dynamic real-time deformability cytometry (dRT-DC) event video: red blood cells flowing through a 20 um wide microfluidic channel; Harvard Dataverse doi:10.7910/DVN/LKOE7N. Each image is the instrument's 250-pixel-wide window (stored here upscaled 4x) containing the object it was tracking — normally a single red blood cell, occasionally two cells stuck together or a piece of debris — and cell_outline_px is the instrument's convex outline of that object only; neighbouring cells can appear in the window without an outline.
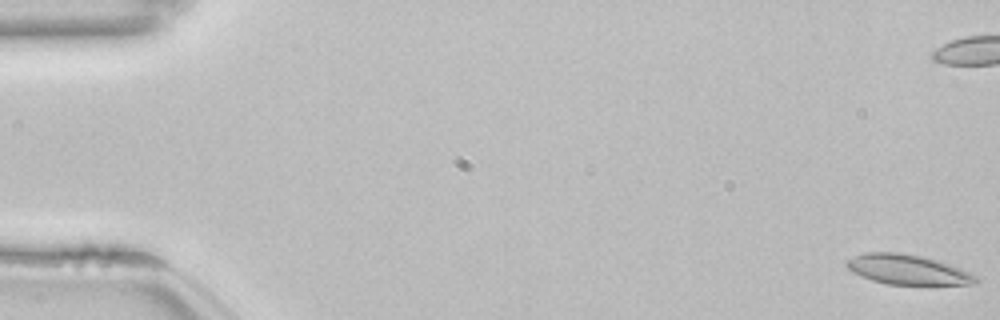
{"species": "common noctule bat (a hibernating species)", "species_latin": "Nyctalus noctula", "temperature_condition": "room temperature", "stored_images_in_passage": 55, "camera_frame_rate_fps": 3000, "um_per_image_px": 0.085, "animal": {"sex": "female", "body_mass_g": 22.7, "forearm_length_mm": 54.2}, "frame": {"image": 1, "passage_image": 1, "time_ms": 0.0, "image_size_px": [1000, 320], "cell_outline_px": [[976, 280], [968, 284], [888, 284], [872, 280], [852, 272], [844, 264], [848, 260], [856, 256], [868, 252], [900, 252], [924, 256], [948, 264], [968, 272], [976, 276]], "centroid_in_image_um": [77.08, 22.9], "position_along_channel_um": 7.9, "area_um2": 21.96}, "authors_computed_cell_mechanics": {"area_um2": 22.0218, "velocity_mm_per_s": 3.8251, "shape_relaxation_time_tau1_ms": null, "shape_relaxation_time_tau2_ms": 2.2543, "deformation_change_tau1": null, "deformation_change_tau2": 0.073}}